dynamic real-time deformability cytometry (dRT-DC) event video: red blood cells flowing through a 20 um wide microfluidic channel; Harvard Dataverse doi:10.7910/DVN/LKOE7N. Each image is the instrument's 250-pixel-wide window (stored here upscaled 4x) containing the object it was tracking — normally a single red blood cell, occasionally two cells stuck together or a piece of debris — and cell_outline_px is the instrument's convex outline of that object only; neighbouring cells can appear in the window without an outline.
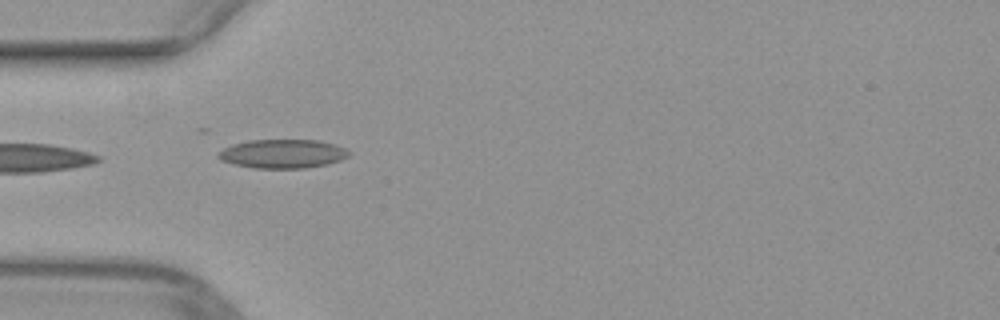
{"species": "common noctule bat (a hibernating species)", "species_latin": "Nyctalus noctula", "temperature_condition": "warm", "stored_images_in_passage": 10, "camera_frame_rate_fps": 3000, "um_per_image_px": 0.085, "animal": {"sex": "female", "body_mass_g": 29.2, "forearm_length_mm": 56.3}, "frame": {"image": 1, "passage_image": 1, "time_ms": 0.0, "image_size_px": [1000, 320], "cell_outline_px": [[352, 152], [348, 156], [340, 160], [328, 164], [304, 168], [252, 168], [220, 160], [216, 156], [224, 148], [232, 144], [248, 140], [316, 140], [332, 144], [344, 148]], "centroid_in_image_um": [24.01, 13.07], "position_along_channel_um": 61.0, "area_um2": 21.85}}
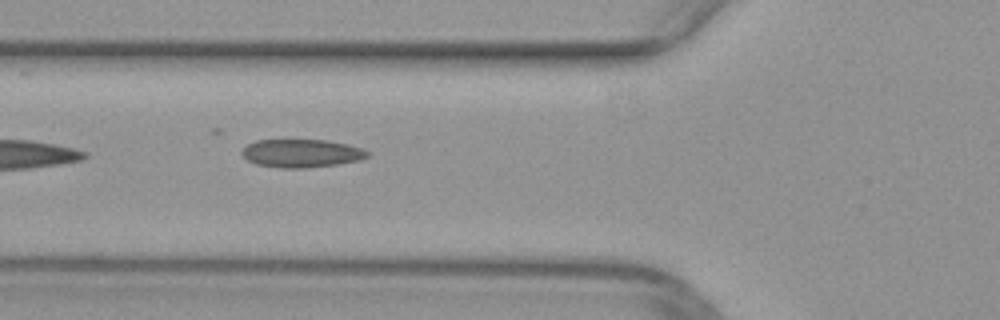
{"frame": {"image": 2, "passage_image": 4, "time_ms": 1.0, "image_size_px": [1000, 320], "cell_outline_px": [[368, 156], [360, 160], [336, 164], [304, 168], [280, 168], [256, 164], [248, 160], [240, 152], [248, 144], [256, 140], [328, 140], [348, 144], [364, 148], [368, 152]], "centroid_in_image_um": [25.64, 13.02], "position_along_channel_um": 100.2, "area_um2": 20.58}}
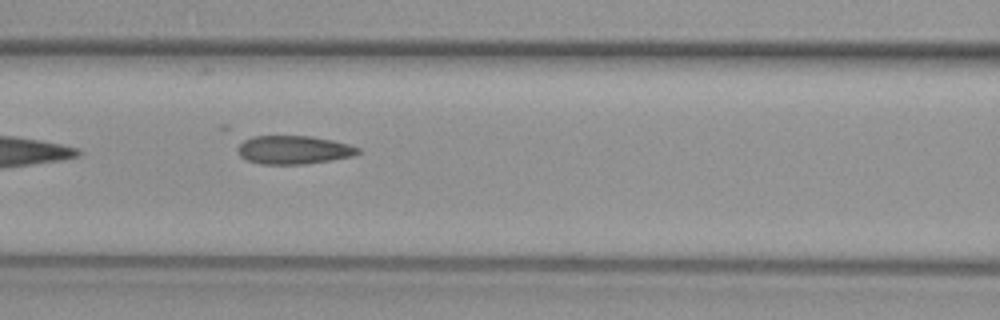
{"frame": {"image": 3, "passage_image": 7, "time_ms": 2.0, "image_size_px": [1000, 320], "cell_outline_px": [[360, 152], [352, 156], [304, 164], [260, 164], [244, 160], [236, 152], [236, 148], [244, 140], [252, 136], [312, 136], [332, 140], [348, 144], [360, 148]], "centroid_in_image_um": [24.9, 12.74], "position_along_channel_um": 141.7, "area_um2": 20.0}}